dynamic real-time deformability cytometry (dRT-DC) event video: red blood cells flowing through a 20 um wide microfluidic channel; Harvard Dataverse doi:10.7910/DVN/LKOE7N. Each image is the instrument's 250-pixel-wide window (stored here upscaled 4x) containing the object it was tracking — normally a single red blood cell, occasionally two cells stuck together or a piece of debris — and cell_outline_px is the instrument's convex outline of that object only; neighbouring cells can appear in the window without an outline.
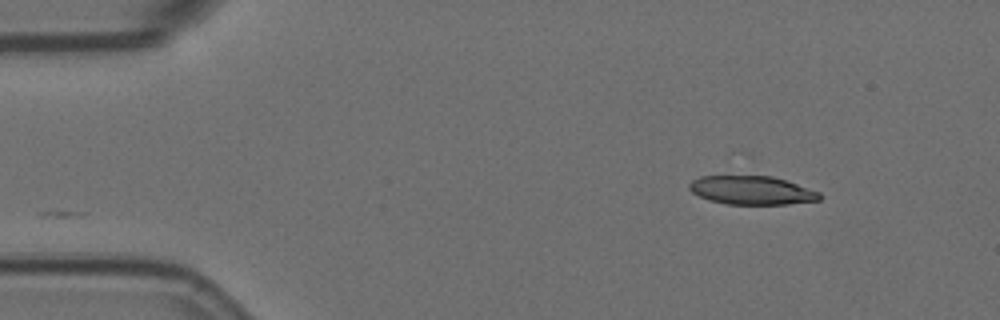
{"species": "Egyptian fruit bat (a non-hibernating species)", "species_latin": "Rousettus aegyptiacus", "temperature_condition": "room temperature", "stored_images_in_passage": 7, "camera_frame_rate_fps": 3000, "um_per_image_px": 0.085, "animal": {"sex": "female"}, "frame": {"image": 1, "passage_image": 1, "time_ms": 0.0, "image_size_px": [1000, 320], "cell_outline_px": [[820, 200], [788, 204], [728, 204], [712, 200], [700, 196], [692, 192], [688, 188], [688, 184], [692, 180], [700, 176], [748, 172], [752, 172], [772, 176], [820, 192]], "centroid_in_image_um": [63.84, 16.1], "position_along_channel_um": 21.2, "area_um2": 22.54}}